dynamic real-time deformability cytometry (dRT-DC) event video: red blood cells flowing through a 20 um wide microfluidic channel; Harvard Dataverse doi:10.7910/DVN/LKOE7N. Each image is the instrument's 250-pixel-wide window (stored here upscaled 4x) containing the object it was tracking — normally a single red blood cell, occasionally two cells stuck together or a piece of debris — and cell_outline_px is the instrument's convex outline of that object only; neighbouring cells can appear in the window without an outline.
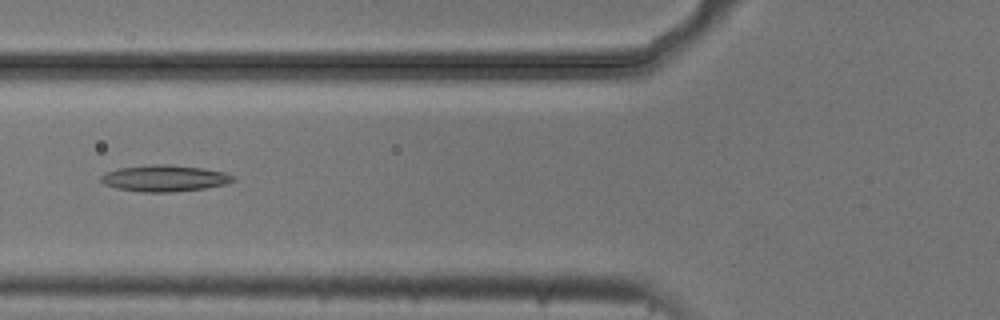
{"species": "common noctule bat (a hibernating species)", "species_latin": "Nyctalus noctula", "temperature_condition": "cold", "stored_images_in_passage": 5, "camera_frame_rate_fps": 3000, "um_per_image_px": 0.085, "animal": {"sex": "male", "body_mass_g": 20.5, "forearm_length_mm": 52.5}, "frame": {"image": 1, "passage_image": 3, "time_ms": 0.667, "image_size_px": [1000, 320], "cell_outline_px": [[236, 180], [224, 184], [204, 188], [168, 192], [144, 192], [116, 188], [104, 184], [100, 180], [100, 176], [108, 172], [120, 168], [152, 164], [168, 164], [204, 168], [224, 172], [236, 176]], "centroid_in_image_um": [14.01, 15.14], "position_along_channel_um": 111.8, "area_um2": 20.23}}
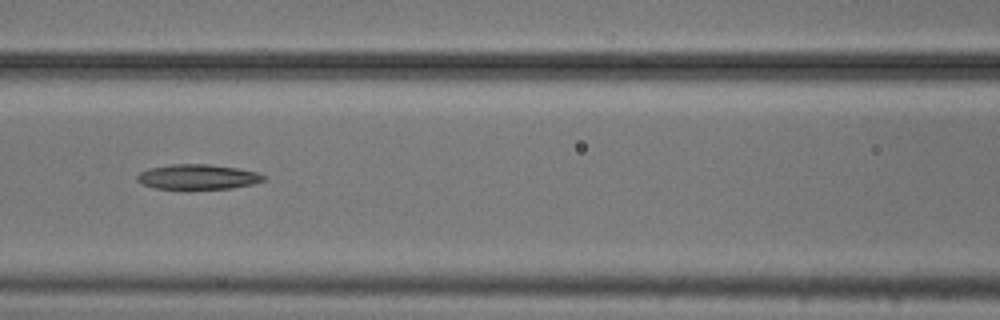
{"frame": {"image": 2, "passage_image": 4, "time_ms": 1.0, "image_size_px": [1000, 320], "cell_outline_px": [[264, 180], [252, 184], [232, 188], [188, 192], [184, 192], [156, 188], [144, 184], [136, 180], [136, 176], [140, 172], [148, 168], [172, 164], [208, 164], [236, 168], [256, 172], [264, 176]], "centroid_in_image_um": [16.75, 15.08], "position_along_channel_um": 149.9, "area_um2": 19.19}}
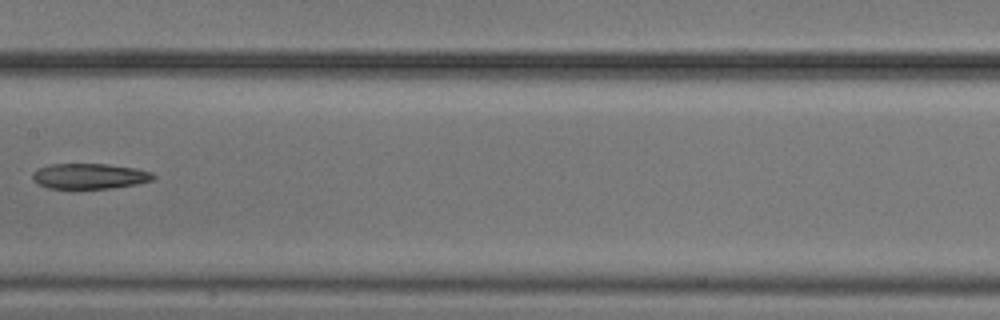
{"frame": {"image": 3, "passage_image": 5, "time_ms": 1.333, "image_size_px": [1000, 320], "cell_outline_px": [[156, 176], [152, 180], [136, 184], [108, 188], [48, 188], [32, 180], [32, 172], [48, 164], [108, 164], [136, 168], [152, 172]], "centroid_in_image_um": [7.61, 14.96], "position_along_channel_um": 199.8, "area_um2": 17.8}}